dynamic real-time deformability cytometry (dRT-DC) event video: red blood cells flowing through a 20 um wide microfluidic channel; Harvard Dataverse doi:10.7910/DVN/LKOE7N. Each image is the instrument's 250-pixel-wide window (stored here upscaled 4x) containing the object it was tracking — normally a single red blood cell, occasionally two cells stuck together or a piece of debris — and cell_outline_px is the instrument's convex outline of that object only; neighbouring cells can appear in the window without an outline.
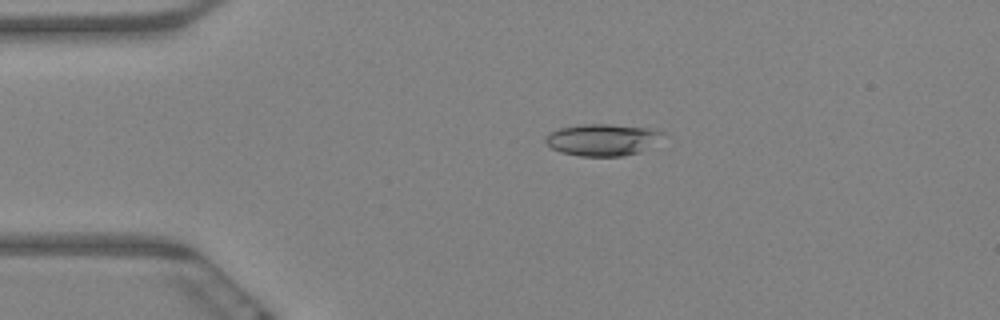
{"species": "Egyptian fruit bat (a non-hibernating species)", "species_latin": "Rousettus aegyptiacus", "temperature_condition": "warm", "stored_images_in_passage": 61, "camera_frame_rate_fps": 3000, "um_per_image_px": 0.085, "animal": {"sex": "female"}, "frame": {"image": 1, "passage_image": 13, "time_ms": 4.0, "image_size_px": [1000, 320], "cell_outline_px": [[664, 132], [640, 152], [624, 156], [580, 156], [560, 152], [552, 148], [544, 140], [544, 136], [560, 128], [580, 124], [608, 124], [656, 128]], "centroid_in_image_um": [51.15, 11.87], "position_along_channel_um": 33.9, "area_um2": 21.5}}
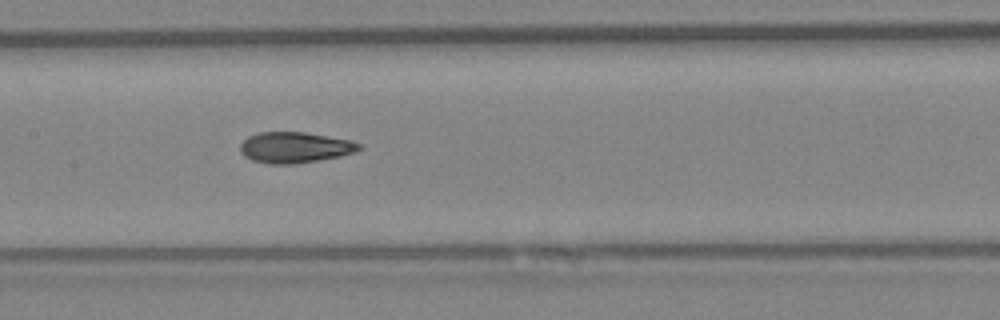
{"frame": {"image": 2, "passage_image": 30, "time_ms": 9.667, "image_size_px": [1000, 320], "cell_outline_px": [[364, 148], [340, 156], [292, 164], [268, 164], [252, 160], [244, 156], [240, 152], [240, 144], [248, 136], [256, 132], [304, 132], [352, 140], [360, 144]], "centroid_in_image_um": [25.03, 12.52], "position_along_channel_um": 182.4, "area_um2": 21.39}}
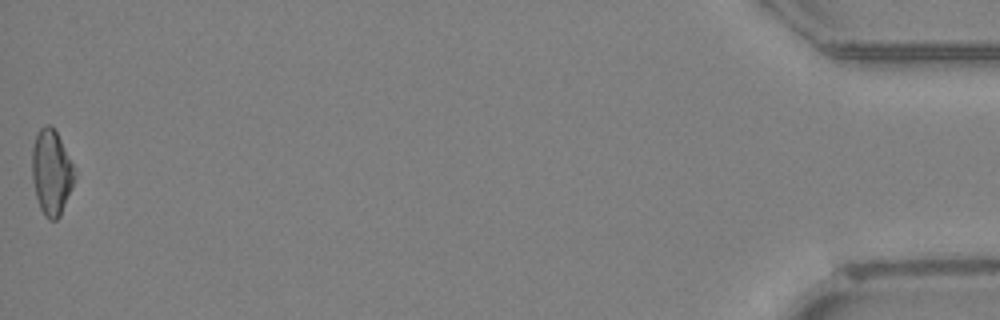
{"frame": {"image": 3, "passage_image": 61, "time_ms": 20.0, "image_size_px": [1000, 320], "cell_outline_px": [[76, 176], [72, 188], [60, 216], [56, 220], [48, 220], [44, 216], [40, 208], [36, 196], [32, 180], [32, 148], [36, 132], [44, 124], [48, 124], [56, 132], [76, 168]], "centroid_in_image_um": [4.38, 14.65], "position_along_channel_um": 430.8, "area_um2": 21.39}, "authors_computed_cell_mechanics": {"area_um2": 21.3282, "velocity_mm_per_s": 3.3638, "shape_relaxation_time_tau1_ms": null, "shape_relaxation_time_tau2_ms": 2.2288, "deformation_change_tau1": null, "deformation_change_tau2": 0.0943}}